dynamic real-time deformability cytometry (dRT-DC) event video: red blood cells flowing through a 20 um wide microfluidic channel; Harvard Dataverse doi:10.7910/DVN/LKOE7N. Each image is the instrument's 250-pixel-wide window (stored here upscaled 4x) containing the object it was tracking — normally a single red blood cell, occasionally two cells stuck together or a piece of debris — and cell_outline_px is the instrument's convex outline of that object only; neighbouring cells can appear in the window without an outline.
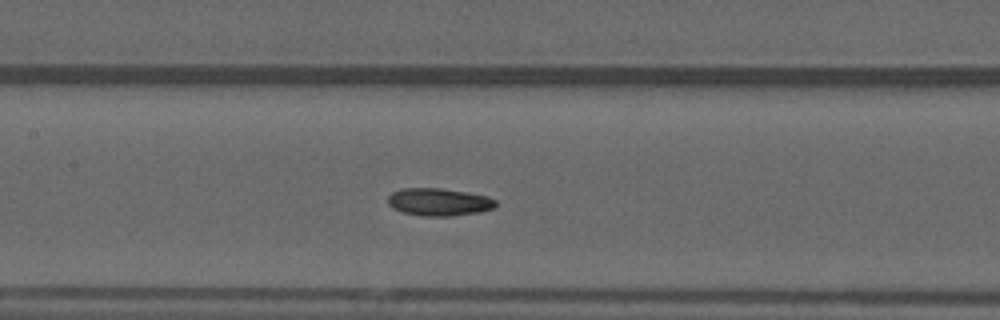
{"species": "common noctule bat (a hibernating species)", "species_latin": "Nyctalus noctula", "temperature_condition": "warm", "stored_images_in_passage": 48, "camera_frame_rate_fps": 3000, "um_per_image_px": 0.085, "animal": {"sex": "male", "forearm_length_mm": 52.5}, "frame": {"image": 1, "passage_image": 21, "time_ms": 6.667, "image_size_px": [1000, 320], "cell_outline_px": [[496, 208], [480, 212], [452, 216], [420, 216], [404, 212], [392, 208], [388, 204], [388, 196], [392, 192], [404, 188], [440, 188], [488, 196], [496, 200]], "centroid_in_image_um": [37.32, 17.18], "position_along_channel_um": 170.1, "area_um2": 17.4}, "authors_computed_cell_mechanics": {"area_um2": 17.0221, "velocity_mm_per_s": 3.9576, "shape_relaxation_time_tau1_ms": null, "shape_relaxation_time_tau2_ms": 3.7642, "deformation_change_tau1": null, "deformation_change_tau2": 0.0882}}